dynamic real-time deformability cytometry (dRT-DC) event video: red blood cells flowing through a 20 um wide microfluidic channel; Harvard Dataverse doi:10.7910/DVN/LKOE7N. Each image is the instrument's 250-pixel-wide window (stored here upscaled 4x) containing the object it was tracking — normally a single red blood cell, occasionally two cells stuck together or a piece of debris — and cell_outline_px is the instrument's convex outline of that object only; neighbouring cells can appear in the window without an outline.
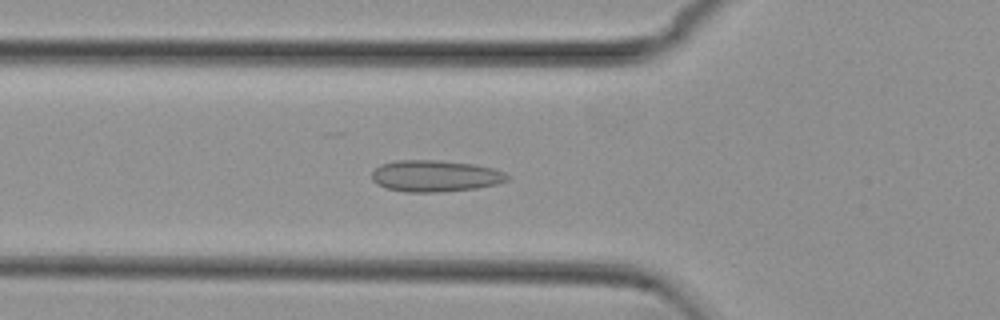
{"species": "common noctule bat (a hibernating species)", "species_latin": "Nyctalus noctula", "temperature_condition": "cold", "stored_images_in_passage": 54, "camera_frame_rate_fps": 3000, "um_per_image_px": 0.085, "animal": {"sex": "female", "body_mass_g": 29.2, "forearm_length_mm": 56.3}, "frame": {"image": 1, "passage_image": 19, "time_ms": 6.0, "image_size_px": [1000, 320], "cell_outline_px": [[508, 180], [496, 184], [476, 188], [440, 192], [404, 192], [388, 188], [376, 184], [372, 180], [372, 172], [380, 164], [396, 160], [440, 160], [476, 164], [492, 168], [504, 172], [508, 176]], "centroid_in_image_um": [36.97, 14.95], "position_along_channel_um": 88.8, "area_um2": 24.97}}
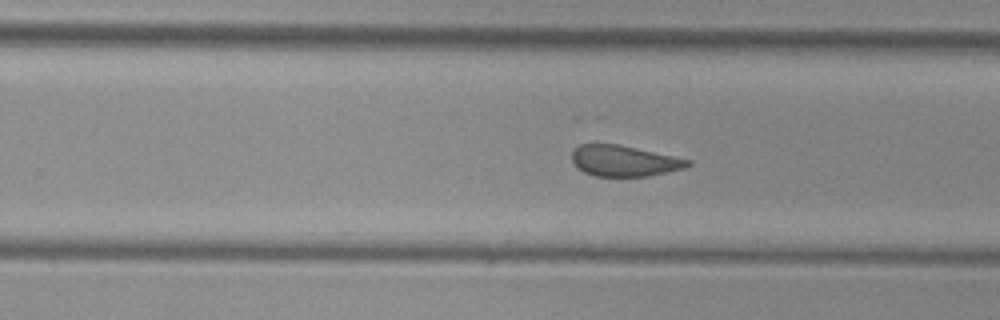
{"frame": {"image": 2, "passage_image": 34, "time_ms": 11.0, "image_size_px": [1000, 320], "cell_outline_px": [[692, 164], [684, 168], [668, 172], [648, 176], [592, 176], [576, 168], [572, 160], [572, 152], [580, 144], [616, 144], [692, 160]], "centroid_in_image_um": [53.03, 13.69], "position_along_channel_um": 276.8, "area_um2": 20.75}}
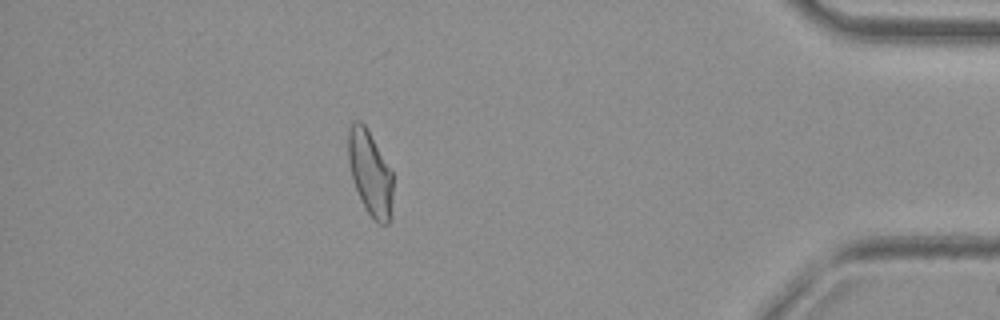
{"frame": {"image": 3, "passage_image": 48, "time_ms": 15.667, "image_size_px": [1000, 320], "cell_outline_px": [[392, 216], [388, 224], [380, 224], [364, 208], [356, 188], [352, 176], [348, 160], [348, 128], [356, 120], [360, 120], [364, 124], [392, 172]], "centroid_in_image_um": [31.46, 14.73], "position_along_channel_um": 403.7, "area_um2": 21.73}, "authors_computed_cell_mechanics": {"area_um2": 22.9466, "velocity_mm_per_s": 3.7596, "shape_relaxation_time_tau1_ms": null, "shape_relaxation_time_tau2_ms": 1.6537, "deformation_change_tau1": null, "deformation_change_tau2": 0.0948}}